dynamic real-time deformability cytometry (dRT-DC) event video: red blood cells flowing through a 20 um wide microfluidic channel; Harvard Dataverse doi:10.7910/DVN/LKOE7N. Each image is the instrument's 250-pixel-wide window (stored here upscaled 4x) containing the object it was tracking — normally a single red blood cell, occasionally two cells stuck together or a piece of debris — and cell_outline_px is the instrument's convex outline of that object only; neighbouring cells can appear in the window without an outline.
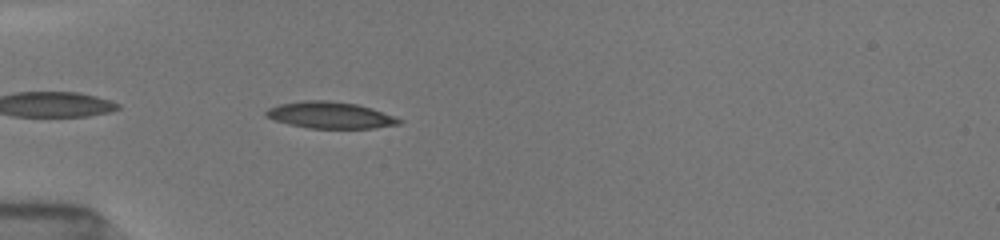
{"species": "common noctule bat (a hibernating species)", "species_latin": "Nyctalus noctula", "temperature_condition": "room temperature", "stored_images_in_passage": 6, "camera_frame_rate_fps": 3000, "um_per_image_px": 0.085, "animal": {"sex": "female", "body_mass_g": 19.5, "forearm_length_mm": 54.1}, "frame": {"image": 1, "passage_image": 3, "time_ms": 0.667, "image_size_px": [1000, 240], "cell_outline_px": [[404, 120], [400, 124], [372, 128], [308, 128], [288, 124], [264, 116], [264, 112], [268, 108], [280, 104], [304, 100], [328, 100], [356, 104], [372, 108]], "centroid_in_image_um": [28.05, 9.78], "position_along_channel_um": 56.9, "area_um2": 20.58}}